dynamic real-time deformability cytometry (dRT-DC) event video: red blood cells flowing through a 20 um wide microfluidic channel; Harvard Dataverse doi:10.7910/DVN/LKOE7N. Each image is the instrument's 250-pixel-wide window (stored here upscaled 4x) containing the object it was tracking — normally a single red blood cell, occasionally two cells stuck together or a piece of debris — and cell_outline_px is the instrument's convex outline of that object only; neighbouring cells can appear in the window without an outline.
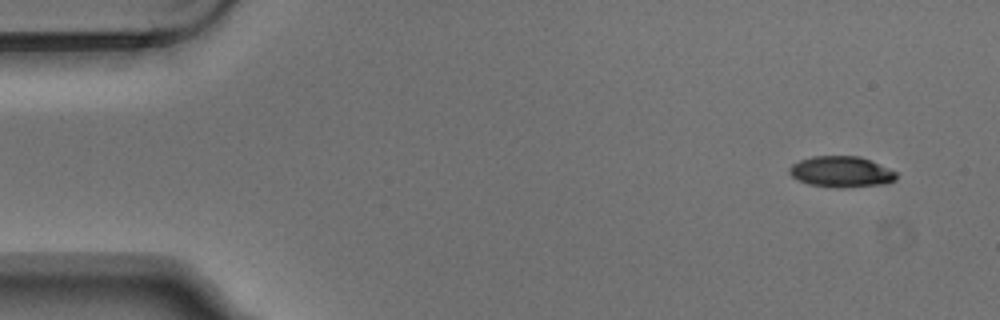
{"species": "Egyptian fruit bat (a non-hibernating species)", "species_latin": "Rousettus aegyptiacus", "temperature_condition": "warm", "stored_images_in_passage": 4, "camera_frame_rate_fps": 3000, "um_per_image_px": 0.085, "animal": {"sex": "male"}, "frame": {"image": 1, "passage_image": 1, "time_ms": 0.0, "image_size_px": [1000, 320], "cell_outline_px": [[896, 180], [884, 184], [840, 188], [836, 188], [808, 184], [792, 176], [788, 172], [788, 168], [792, 164], [800, 160], [812, 156], [860, 156], [872, 160], [896, 172]], "centroid_in_image_um": [71.5, 14.6], "position_along_channel_um": 13.5, "area_um2": 19.36}}
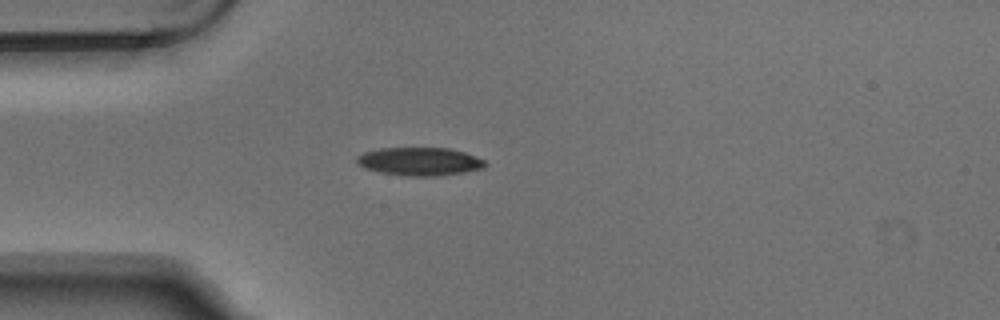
{"frame": {"image": 2, "passage_image": 4, "time_ms": 1.0, "image_size_px": [1000, 320], "cell_outline_px": [[488, 164], [484, 168], [464, 172], [440, 176], [404, 176], [380, 172], [364, 168], [356, 164], [356, 156], [364, 152], [380, 148], [448, 148], [464, 152], [476, 156], [484, 160]], "centroid_in_image_um": [35.66, 13.73], "position_along_channel_um": 49.3, "area_um2": 21.27}}